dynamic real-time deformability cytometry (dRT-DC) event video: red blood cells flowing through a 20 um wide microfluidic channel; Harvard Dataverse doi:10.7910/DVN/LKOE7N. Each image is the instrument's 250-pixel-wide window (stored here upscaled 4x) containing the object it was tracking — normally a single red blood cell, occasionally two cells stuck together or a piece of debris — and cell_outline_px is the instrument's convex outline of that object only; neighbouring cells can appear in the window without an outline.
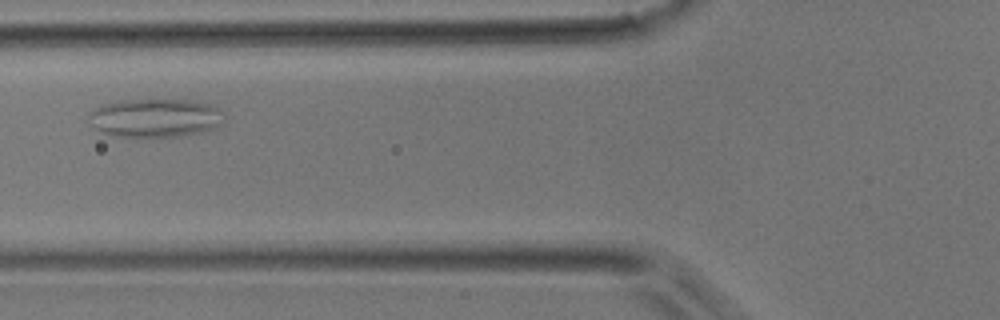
{"species": "common noctule bat (a hibernating species)", "species_latin": "Nyctalus noctula", "temperature_condition": "room temperature", "stored_images_in_passage": 36, "camera_frame_rate_fps": 3000, "um_per_image_px": 0.085, "animal": {"sex": "male", "body_mass_g": 17.9}, "frame": {"image": 1, "passage_image": 7, "time_ms": 2.0, "image_size_px": [1000, 320], "cell_outline_px": [[224, 124], [216, 128], [204, 132], [180, 136], [112, 136], [100, 132], [92, 124], [88, 116], [88, 112], [100, 104], [116, 100], [188, 100], [212, 104], [224, 112]], "centroid_in_image_um": [13.21, 10.01], "position_along_channel_um": 112.6, "area_um2": 30.87}}
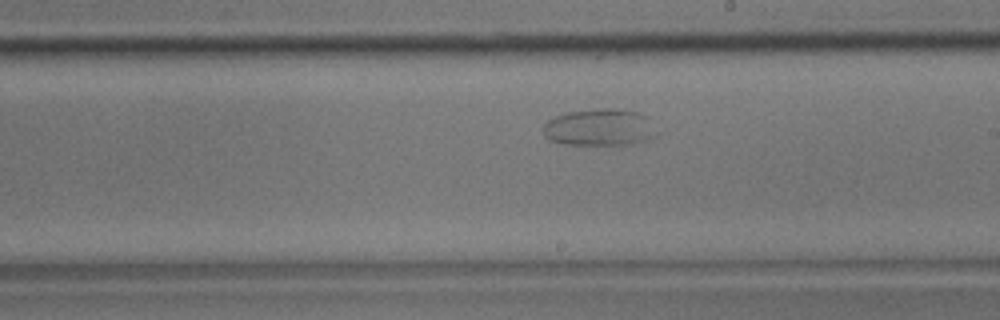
{"frame": {"image": 2, "passage_image": 16, "time_ms": 5.0, "image_size_px": [1000, 320], "cell_outline_px": [[656, 136], [648, 140], [632, 144], [564, 144], [548, 140], [544, 136], [544, 124], [548, 120], [556, 116], [568, 112], [600, 108], [616, 108], [640, 112], [648, 116], [656, 132]], "centroid_in_image_um": [50.99, 10.82], "position_along_channel_um": 238.0, "area_um2": 24.57}}
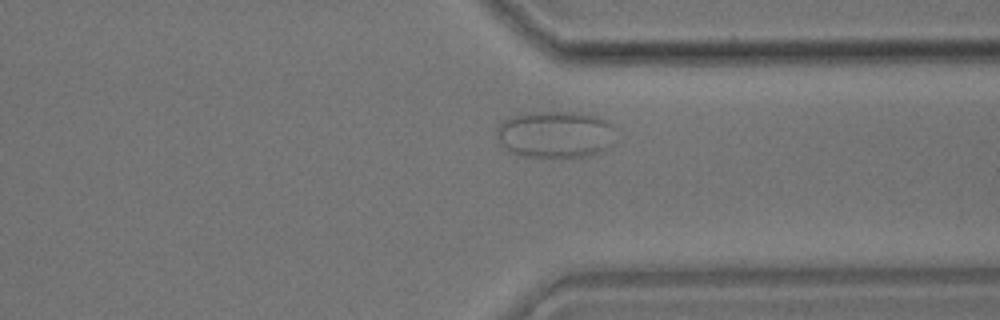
{"frame": {"image": 3, "passage_image": 25, "time_ms": 8.0, "image_size_px": [1000, 320], "cell_outline_px": [[616, 144], [600, 152], [584, 156], [564, 160], [552, 160], [516, 156], [500, 144], [496, 140], [496, 128], [504, 120], [512, 116], [540, 112], [572, 112], [596, 116], [608, 120], [616, 124]], "centroid_in_image_um": [47.26, 11.49], "position_along_channel_um": 364.1, "area_um2": 34.16}}